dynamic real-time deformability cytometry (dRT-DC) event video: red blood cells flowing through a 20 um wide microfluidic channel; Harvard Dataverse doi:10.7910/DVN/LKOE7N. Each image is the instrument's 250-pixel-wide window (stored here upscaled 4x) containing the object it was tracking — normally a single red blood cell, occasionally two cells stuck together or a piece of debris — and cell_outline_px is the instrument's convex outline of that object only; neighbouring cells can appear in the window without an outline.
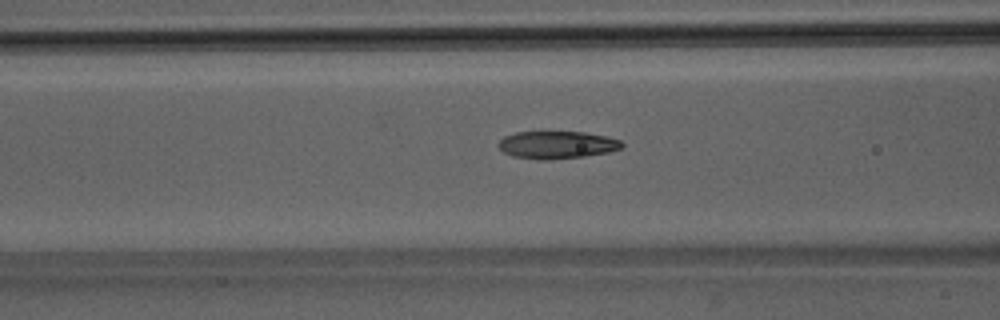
{"species": "Egyptian fruit bat (a non-hibernating species)", "species_latin": "Rousettus aegyptiacus", "temperature_condition": "room temperature", "stored_images_in_passage": 46, "camera_frame_rate_fps": 3000, "um_per_image_px": 0.085, "animal": {"sex": "male"}, "frame": {"image": 1, "passage_image": 16, "time_ms": 5.0, "image_size_px": [1000, 320], "cell_outline_px": [[624, 144], [620, 148], [608, 152], [584, 156], [548, 160], [536, 160], [512, 156], [504, 152], [496, 144], [504, 136], [516, 132], [584, 132], [608, 136], [620, 140]], "centroid_in_image_um": [47.32, 12.31], "position_along_channel_um": 119.3, "area_um2": 19.88}}
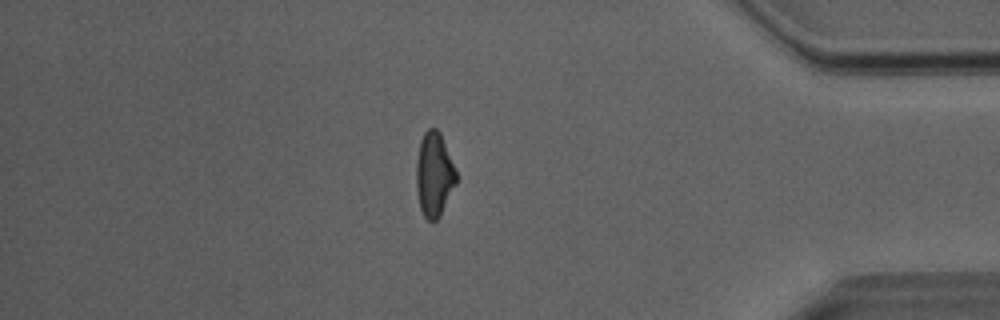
{"frame": {"image": 2, "passage_image": 39, "time_ms": 12.667, "image_size_px": [1000, 320], "cell_outline_px": [[456, 184], [440, 216], [436, 220], [428, 220], [424, 216], [420, 208], [416, 192], [416, 160], [420, 140], [424, 132], [428, 128], [436, 128], [440, 132], [456, 172]], "centroid_in_image_um": [36.88, 14.83], "position_along_channel_um": 398.3, "area_um2": 19.59}}
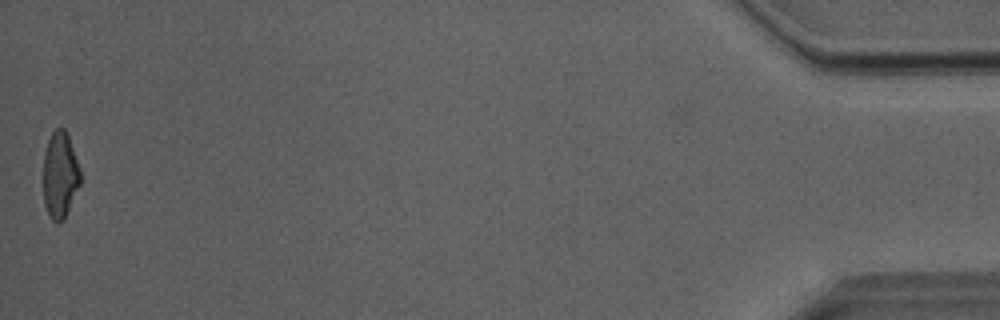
{"frame": {"image": 3, "passage_image": 46, "time_ms": 15.0, "image_size_px": [1000, 320], "cell_outline_px": [[80, 184], [64, 220], [56, 224], [48, 216], [44, 204], [44, 152], [48, 140], [52, 132], [56, 128], [64, 128], [68, 136], [80, 168]], "centroid_in_image_um": [5.1, 14.91], "position_along_channel_um": 430.1, "area_um2": 18.67}, "authors_computed_cell_mechanics": {"area_um2": 19.941, "velocity_mm_per_s": 4.0773, "shape_relaxation_time_tau1_ms": 3.8736, "shape_relaxation_time_tau2_ms": 1.7369, "deformation_change_tau1": 0.1766, "deformation_change_tau2": 0.0926}}